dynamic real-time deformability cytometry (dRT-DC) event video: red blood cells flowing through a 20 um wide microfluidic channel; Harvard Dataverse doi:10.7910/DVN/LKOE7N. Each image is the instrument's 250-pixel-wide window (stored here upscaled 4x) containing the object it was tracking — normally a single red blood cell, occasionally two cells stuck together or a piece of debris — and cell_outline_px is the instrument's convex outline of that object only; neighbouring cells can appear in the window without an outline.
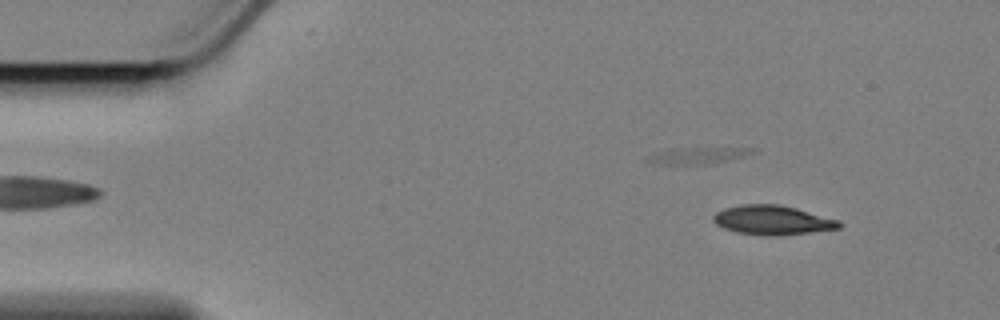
{"species": "Egyptian fruit bat (a non-hibernating species)", "species_latin": "Rousettus aegyptiacus", "temperature_condition": "cold", "stored_images_in_passage": 56, "camera_frame_rate_fps": 3000, "um_per_image_px": 0.085, "animal": {"sex": "female"}, "frame": {"image": 1, "passage_image": 5, "time_ms": 1.333, "image_size_px": [1000, 320], "cell_outline_px": [[840, 228], [776, 236], [764, 236], [736, 232], [724, 228], [716, 224], [712, 220], [712, 216], [716, 212], [724, 208], [744, 204], [780, 204], [796, 208], [840, 220]], "centroid_in_image_um": [65.62, 18.7], "position_along_channel_um": 19.4, "area_um2": 21.5}}
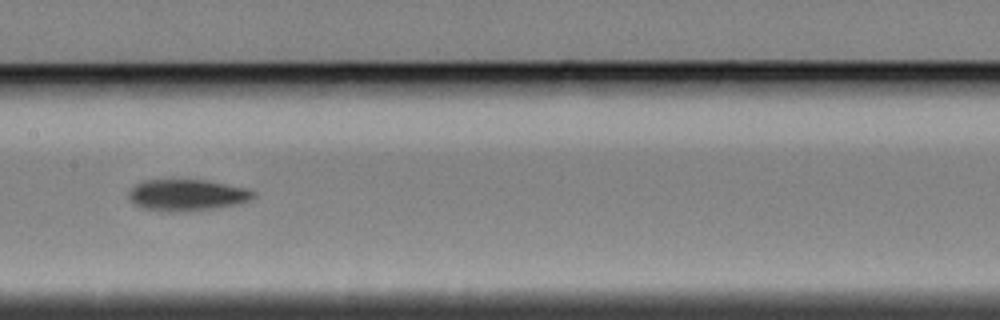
{"frame": {"image": 2, "passage_image": 27, "time_ms": 8.667, "image_size_px": [1000, 320], "cell_outline_px": [[256, 196], [248, 200], [236, 204], [220, 208], [188, 212], [160, 212], [140, 208], [128, 200], [128, 192], [136, 184], [144, 180], [208, 180], [248, 188], [256, 192]], "centroid_in_image_um": [15.88, 16.6], "position_along_channel_um": 191.5, "area_um2": 23.47}}
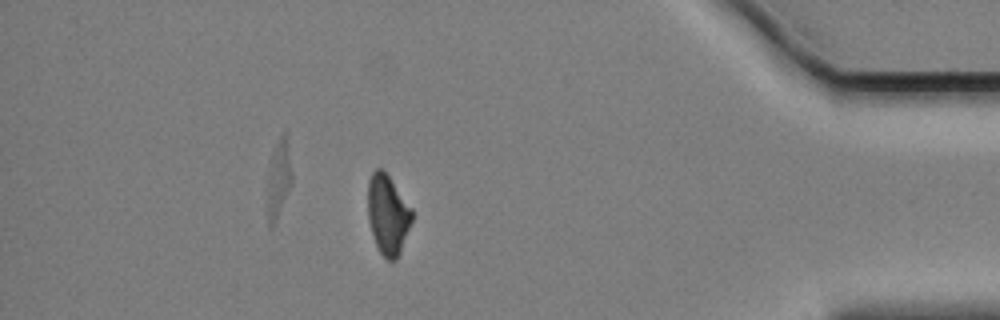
{"frame": {"image": 3, "passage_image": 49, "time_ms": 16.0, "image_size_px": [1000, 320], "cell_outline_px": [[412, 220], [400, 252], [396, 260], [388, 260], [380, 252], [376, 244], [368, 220], [368, 180], [372, 172], [376, 168], [380, 168], [388, 176], [412, 208]], "centroid_in_image_um": [32.95, 18.23], "position_along_channel_um": 402.2, "area_um2": 20.17}, "authors_computed_cell_mechanics": {"area_um2": 21.7328, "velocity_mm_per_s": 3.4457, "shape_relaxation_time_tau1_ms": 3.6129, "shape_relaxation_time_tau2_ms": null, "deformation_change_tau1": 0.1239, "deformation_change_tau2": null}}